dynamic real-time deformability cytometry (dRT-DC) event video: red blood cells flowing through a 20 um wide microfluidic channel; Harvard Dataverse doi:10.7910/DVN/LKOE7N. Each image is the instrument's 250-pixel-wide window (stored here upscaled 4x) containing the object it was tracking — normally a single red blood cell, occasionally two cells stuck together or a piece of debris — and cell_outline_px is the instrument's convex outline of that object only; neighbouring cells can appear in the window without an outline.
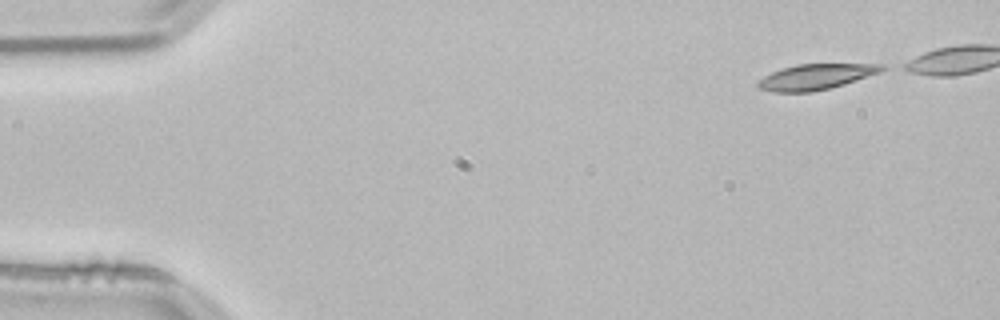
{"species": "common noctule bat (a hibernating species)", "species_latin": "Nyctalus noctula", "temperature_condition": "room temperature", "stored_images_in_passage": 43, "camera_frame_rate_fps": 3000, "um_per_image_px": 0.085, "animal": {"sex": "male", "body_mass_g": 21.5, "forearm_length_mm": 52.0}, "frame": {"image": 1, "passage_image": 1, "time_ms": 0.0, "image_size_px": [1000, 320], "cell_outline_px": [[888, 68], [880, 72], [844, 84], [828, 88], [808, 92], [776, 92], [760, 88], [756, 84], [756, 80], [780, 68], [796, 64], [888, 64]], "centroid_in_image_um": [69.35, 6.51], "position_along_channel_um": 15.7, "area_um2": 18.44}}
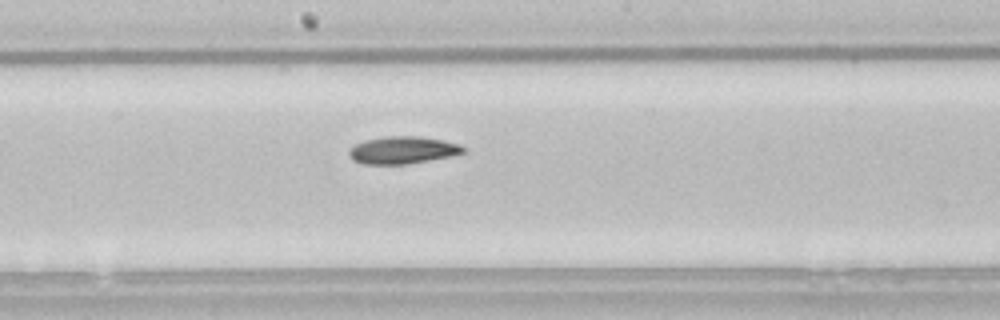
{"frame": {"image": 2, "passage_image": 25, "time_ms": 8.0, "image_size_px": [1000, 320], "cell_outline_px": [[468, 152], [452, 156], [404, 164], [364, 164], [352, 160], [348, 156], [348, 152], [356, 144], [368, 140], [384, 136], [420, 136], [444, 140], [460, 144], [468, 148]], "centroid_in_image_um": [34.3, 12.75], "position_along_channel_um": 213.9, "area_um2": 18.32}}
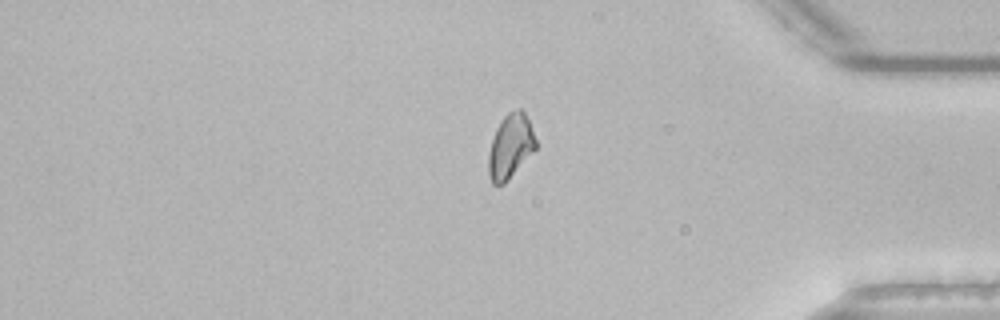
{"frame": {"image": 3, "passage_image": 41, "time_ms": 13.333, "image_size_px": [1000, 320], "cell_outline_px": [[536, 148], [508, 180], [504, 184], [492, 184], [488, 176], [488, 152], [496, 128], [500, 120], [508, 112], [516, 108], [520, 108], [524, 112], [528, 120], [536, 140]], "centroid_in_image_um": [43.36, 12.44], "position_along_channel_um": 391.8, "area_um2": 17.69}}